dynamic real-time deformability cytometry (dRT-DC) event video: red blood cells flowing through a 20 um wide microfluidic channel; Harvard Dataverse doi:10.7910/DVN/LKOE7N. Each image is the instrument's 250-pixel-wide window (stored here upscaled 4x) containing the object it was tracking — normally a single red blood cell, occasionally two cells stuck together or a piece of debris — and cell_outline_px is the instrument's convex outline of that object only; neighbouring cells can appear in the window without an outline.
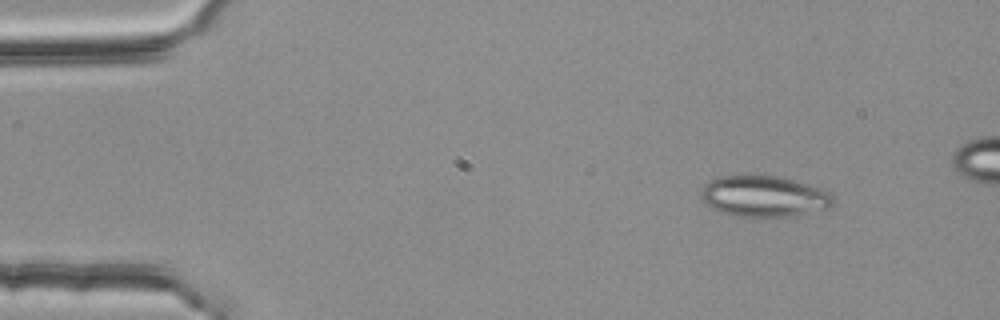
{"species": "common noctule bat (a hibernating species)", "species_latin": "Nyctalus noctula", "temperature_condition": "room temperature", "stored_images_in_passage": 4, "camera_frame_rate_fps": 3000, "um_per_image_px": 0.085, "animal": {"sex": "female", "body_mass_g": 25.1}, "frame": {"image": 1, "passage_image": 1, "time_ms": 0.0, "image_size_px": [1000, 320], "cell_outline_px": [[836, 200], [828, 208], [792, 216], [732, 216], [720, 212], [712, 208], [700, 196], [700, 192], [704, 184], [720, 176], [776, 176], [792, 180], [820, 188], [832, 192], [836, 196]], "centroid_in_image_um": [64.96, 16.69], "position_along_channel_um": 20.0, "area_um2": 31.44}}